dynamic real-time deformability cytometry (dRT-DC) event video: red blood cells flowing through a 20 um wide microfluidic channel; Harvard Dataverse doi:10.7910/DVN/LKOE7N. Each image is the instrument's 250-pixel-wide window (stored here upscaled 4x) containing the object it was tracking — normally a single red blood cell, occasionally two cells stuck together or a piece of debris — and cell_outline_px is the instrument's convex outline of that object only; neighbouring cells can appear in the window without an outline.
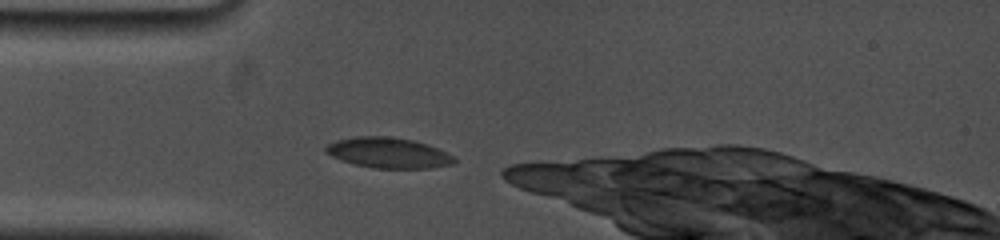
{"species": "common noctule bat (a hibernating species)", "species_latin": "Nyctalus noctula", "temperature_condition": "cold", "stored_images_in_passage": 9, "camera_frame_rate_fps": 5000, "um_per_image_px": 0.085, "animal": {"sex": "female", "body_mass_g": 19.0, "forearm_length_mm": 53.3}, "frame": {"image": 1, "passage_image": 1, "time_ms": 0.0, "image_size_px": [1000, 240], "cell_outline_px": [[456, 164], [432, 168], [372, 168], [352, 164], [340, 160], [324, 152], [324, 148], [328, 144], [336, 140], [356, 136], [388, 136], [412, 140], [428, 144], [456, 156]], "centroid_in_image_um": [33.03, 13.0], "position_along_channel_um": 52.0, "area_um2": 23.18}}
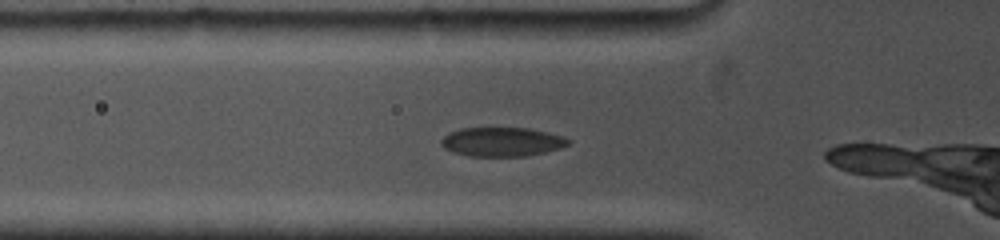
{"frame": {"image": 2, "passage_image": 6, "time_ms": 1.0, "image_size_px": [1000, 240], "cell_outline_px": [[572, 140], [568, 144], [560, 148], [528, 156], [468, 156], [452, 152], [444, 148], [440, 144], [440, 140], [444, 136], [460, 128], [528, 128], [548, 132]], "centroid_in_image_um": [42.64, 12.06], "position_along_channel_um": 83.2, "area_um2": 21.5}}